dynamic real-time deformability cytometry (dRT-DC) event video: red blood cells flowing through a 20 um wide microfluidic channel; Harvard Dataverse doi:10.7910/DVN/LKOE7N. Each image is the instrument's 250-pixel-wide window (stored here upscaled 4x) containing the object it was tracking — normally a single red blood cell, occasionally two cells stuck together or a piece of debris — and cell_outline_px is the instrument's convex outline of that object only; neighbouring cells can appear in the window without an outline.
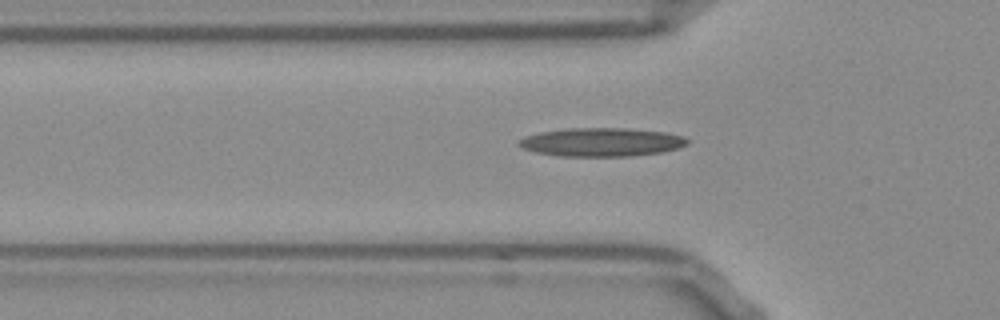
{"species": "Egyptian fruit bat (a non-hibernating species)", "species_latin": "Rousettus aegyptiacus", "temperature_condition": "room temperature", "stored_images_in_passage": 32, "camera_frame_rate_fps": 3000, "um_per_image_px": 0.085, "frame": {"image": 1, "passage_image": 3, "time_ms": 0.667, "image_size_px": [1000, 320], "cell_outline_px": [[688, 144], [676, 148], [660, 152], [632, 156], [560, 156], [536, 152], [520, 148], [516, 144], [516, 140], [524, 136], [540, 132], [568, 128], [628, 128], [664, 132], [684, 136], [688, 140]], "centroid_in_image_um": [51.06, 12.07], "position_along_channel_um": 74.7, "area_um2": 28.15}}
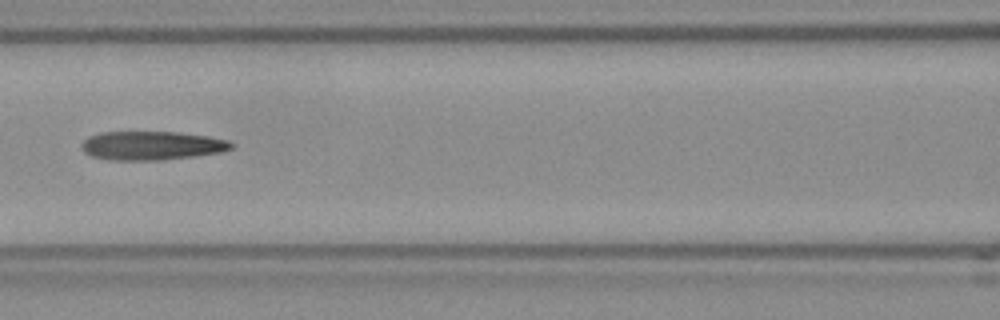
{"frame": {"image": 2, "passage_image": 9, "time_ms": 2.667, "image_size_px": [1000, 320], "cell_outline_px": [[232, 148], [224, 152], [196, 156], [160, 160], [112, 160], [92, 156], [84, 152], [80, 148], [80, 144], [88, 136], [100, 132], [180, 132], [208, 136], [228, 140], [232, 144]], "centroid_in_image_um": [12.89, 12.37], "position_along_channel_um": 153.7, "area_um2": 25.32}}
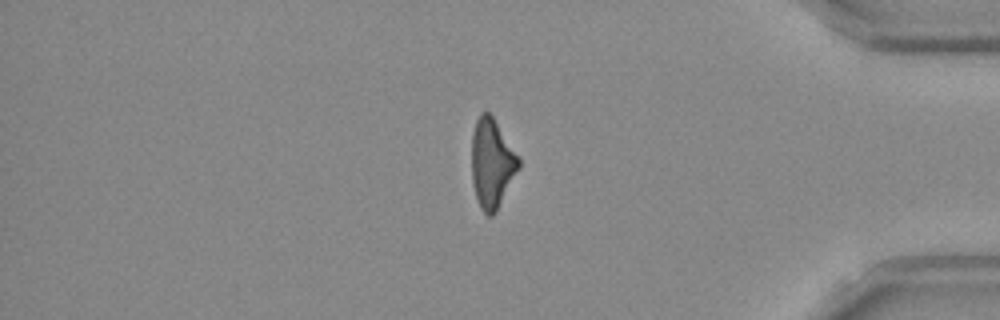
{"frame": {"image": 3, "passage_image": 30, "time_ms": 9.667, "image_size_px": [1000, 320], "cell_outline_px": [[520, 168], [496, 212], [492, 216], [488, 216], [480, 208], [472, 184], [472, 132], [476, 120], [480, 112], [488, 112], [492, 116], [520, 160]], "centroid_in_image_um": [41.8, 13.91], "position_along_channel_um": 393.4, "area_um2": 24.28}}